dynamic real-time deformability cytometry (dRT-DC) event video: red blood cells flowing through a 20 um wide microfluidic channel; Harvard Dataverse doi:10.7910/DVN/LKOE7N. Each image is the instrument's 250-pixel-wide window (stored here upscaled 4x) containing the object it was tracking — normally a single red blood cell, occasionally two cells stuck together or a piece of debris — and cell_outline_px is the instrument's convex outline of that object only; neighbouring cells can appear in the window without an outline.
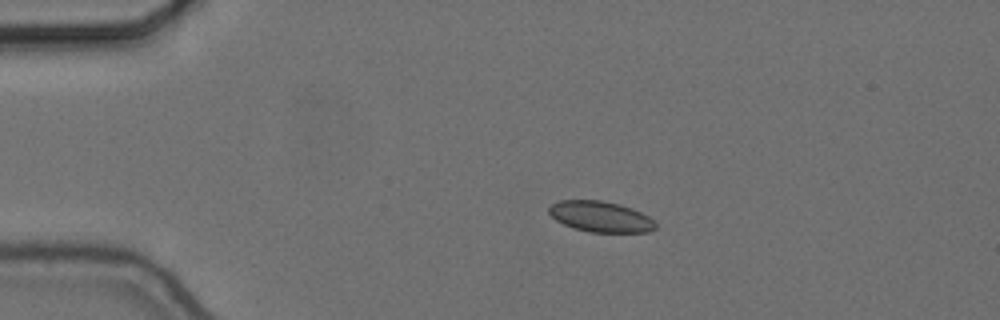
{"species": "common noctule bat (a hibernating species)", "species_latin": "Nyctalus noctula", "temperature_condition": "cold", "stored_images_in_passage": 10, "camera_frame_rate_fps": 3000, "um_per_image_px": 0.085, "animal": {"sex": "female", "body_mass_g": 24.6, "forearm_length_mm": 56.2}, "frame": {"image": 1, "passage_image": 1, "time_ms": 0.0, "image_size_px": [1000, 320], "cell_outline_px": [[656, 228], [648, 232], [588, 232], [572, 228], [556, 220], [548, 212], [548, 208], [552, 204], [560, 200], [600, 200], [620, 204], [632, 208], [648, 216], [656, 224]], "centroid_in_image_um": [51.03, 18.41], "position_along_channel_um": 34.0, "area_um2": 19.13}}
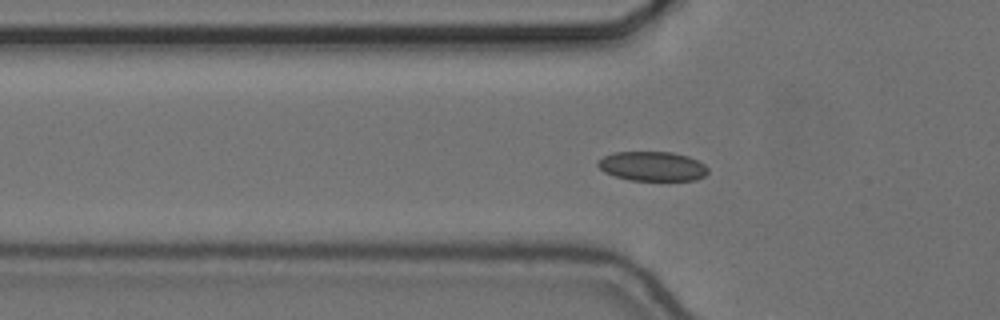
{"frame": {"image": 2, "passage_image": 8, "time_ms": 2.333, "image_size_px": [1000, 320], "cell_outline_px": [[708, 172], [704, 176], [696, 180], [628, 180], [604, 172], [596, 164], [596, 160], [612, 152], [672, 152], [688, 156], [704, 164], [708, 168]], "centroid_in_image_um": [55.43, 14.12], "position_along_channel_um": 70.4, "area_um2": 18.96}}